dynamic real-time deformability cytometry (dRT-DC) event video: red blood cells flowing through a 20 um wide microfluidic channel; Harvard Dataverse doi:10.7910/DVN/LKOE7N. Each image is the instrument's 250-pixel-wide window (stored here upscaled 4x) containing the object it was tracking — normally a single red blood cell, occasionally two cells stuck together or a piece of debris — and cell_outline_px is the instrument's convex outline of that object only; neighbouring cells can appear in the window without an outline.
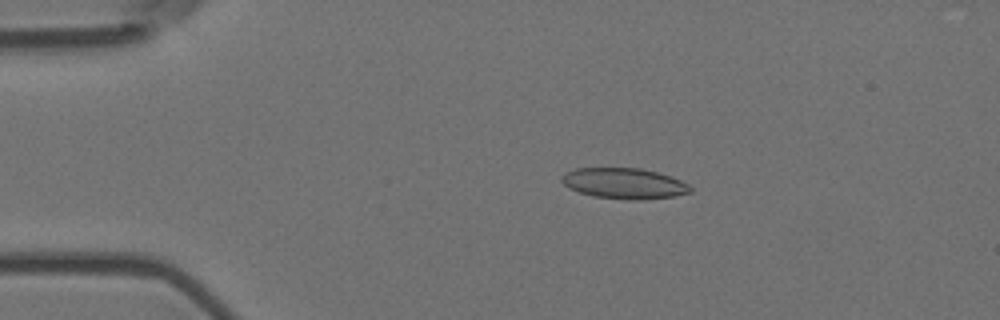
{"species": "Egyptian fruit bat (a non-hibernating species)", "species_latin": "Rousettus aegyptiacus", "temperature_condition": "room temperature", "stored_images_in_passage": 4, "camera_frame_rate_fps": 3000, "um_per_image_px": 0.085, "animal": {"sex": "female"}, "frame": {"image": 1, "passage_image": 3, "time_ms": 0.667, "image_size_px": [1000, 320], "cell_outline_px": [[692, 192], [672, 196], [640, 200], [628, 200], [592, 196], [568, 188], [560, 180], [560, 176], [576, 168], [640, 168], [656, 172], [680, 180], [688, 184], [692, 188]], "centroid_in_image_um": [53.03, 15.59], "position_along_channel_um": 32.0, "area_um2": 22.95}}